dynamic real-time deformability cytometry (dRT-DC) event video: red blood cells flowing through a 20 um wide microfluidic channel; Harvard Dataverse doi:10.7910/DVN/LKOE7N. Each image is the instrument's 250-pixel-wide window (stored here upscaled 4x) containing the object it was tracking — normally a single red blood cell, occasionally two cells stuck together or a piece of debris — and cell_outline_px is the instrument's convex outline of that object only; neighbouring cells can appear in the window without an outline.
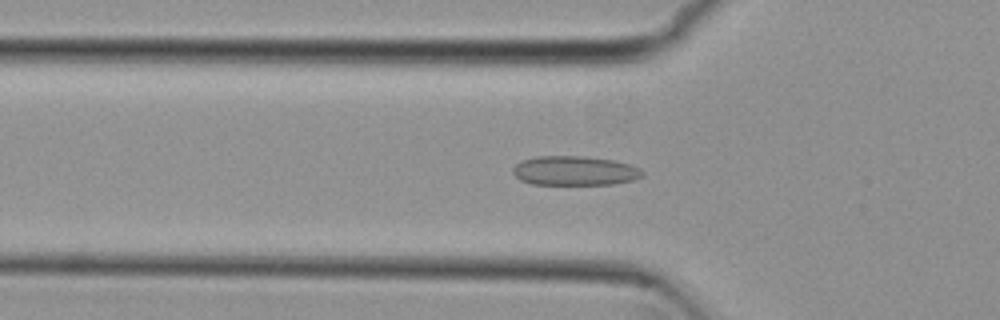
{"species": "common noctule bat (a hibernating species)", "species_latin": "Nyctalus noctula", "temperature_condition": "cold", "stored_images_in_passage": 47, "camera_frame_rate_fps": 3000, "um_per_image_px": 0.085, "animal": {"sex": "female", "body_mass_g": 29.2, "forearm_length_mm": 56.3}, "frame": {"image": 1, "passage_image": 17, "time_ms": 5.333, "image_size_px": [1000, 320], "cell_outline_px": [[644, 176], [632, 180], [612, 184], [532, 184], [520, 180], [512, 172], [512, 168], [516, 164], [524, 160], [536, 156], [584, 156], [612, 160], [628, 164], [640, 168], [644, 172]], "centroid_in_image_um": [48.85, 14.51], "position_along_channel_um": 77.0, "area_um2": 22.08}}
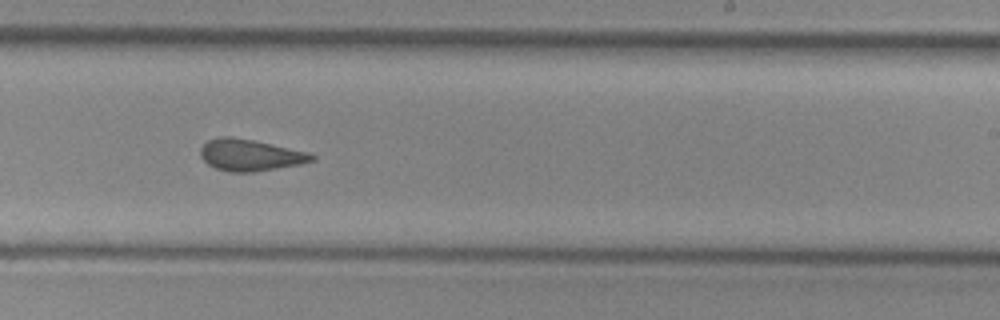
{"frame": {"image": 2, "passage_image": 32, "time_ms": 10.333, "image_size_px": [1000, 320], "cell_outline_px": [[316, 160], [300, 164], [252, 172], [228, 172], [216, 168], [208, 164], [200, 156], [200, 148], [208, 140], [220, 136], [232, 136], [252, 140], [308, 152], [316, 156]], "centroid_in_image_um": [21.24, 13.18], "position_along_channel_um": 267.8, "area_um2": 20.4}}
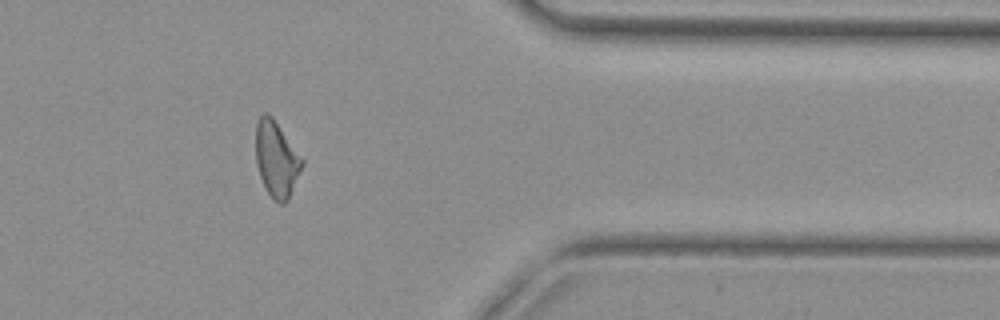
{"frame": {"image": 3, "passage_image": 43, "time_ms": 14.0, "image_size_px": [1000, 320], "cell_outline_px": [[304, 164], [288, 200], [284, 204], [280, 204], [272, 200], [264, 188], [256, 164], [256, 124], [260, 116], [264, 112], [268, 112], [272, 116], [304, 160]], "centroid_in_image_um": [23.5, 13.55], "position_along_channel_um": 387.9, "area_um2": 20.63}, "authors_computed_cell_mechanics": {"area_um2": 21.097, "velocity_mm_per_s": 3.8062, "shape_relaxation_time_tau1_ms": null, "shape_relaxation_time_tau2_ms": 2.3695, "deformation_change_tau1": null, "deformation_change_tau2": 0.0784}}